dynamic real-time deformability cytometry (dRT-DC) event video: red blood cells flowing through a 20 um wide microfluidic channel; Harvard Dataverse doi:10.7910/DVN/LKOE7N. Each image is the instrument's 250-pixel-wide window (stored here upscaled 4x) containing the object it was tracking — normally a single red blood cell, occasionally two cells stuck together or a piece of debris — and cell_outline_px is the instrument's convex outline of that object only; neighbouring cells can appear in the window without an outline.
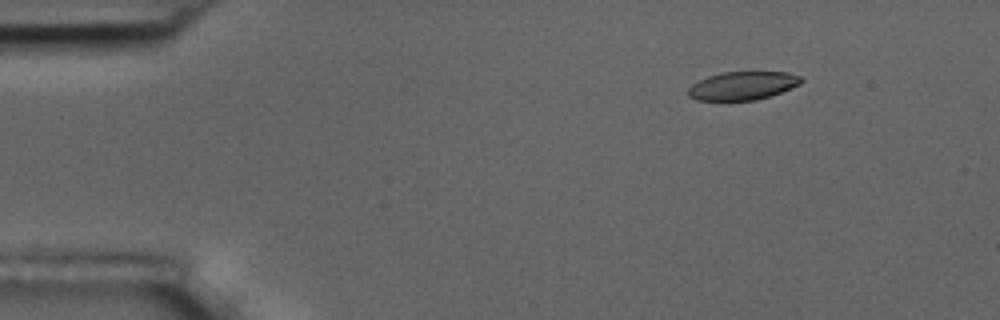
{"species": "common noctule bat (a hibernating species)", "species_latin": "Nyctalus noctula", "temperature_condition": "room temperature", "stored_images_in_passage": 9, "camera_frame_rate_fps": 3000, "um_per_image_px": 0.085, "animal": {"sex": "male", "body_mass_g": 17.5, "forearm_length_mm": 52.3}, "frame": {"image": 1, "passage_image": 1, "time_ms": 0.0, "image_size_px": [1000, 320], "cell_outline_px": [[804, 80], [800, 84], [780, 92], [756, 100], [696, 100], [688, 96], [688, 88], [692, 84], [708, 76], [724, 72], [788, 72], [800, 76]], "centroid_in_image_um": [63.12, 7.28], "position_along_channel_um": 21.9, "area_um2": 18.5}}
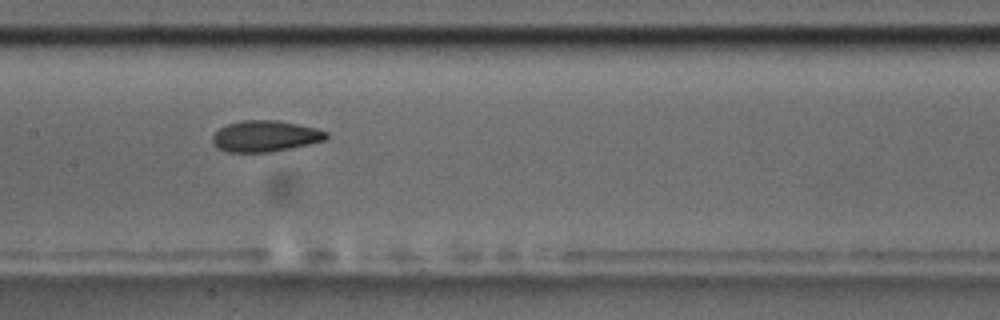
{"frame": {"image": 2, "passage_image": 7, "time_ms": 6.667, "image_size_px": [1000, 320], "cell_outline_px": [[328, 136], [324, 140], [292, 148], [272, 152], [228, 152], [216, 148], [212, 144], [212, 136], [220, 128], [228, 124], [240, 120], [280, 120], [316, 128], [328, 132]], "centroid_in_image_um": [22.52, 11.57], "position_along_channel_um": 184.9, "area_um2": 20.81}}
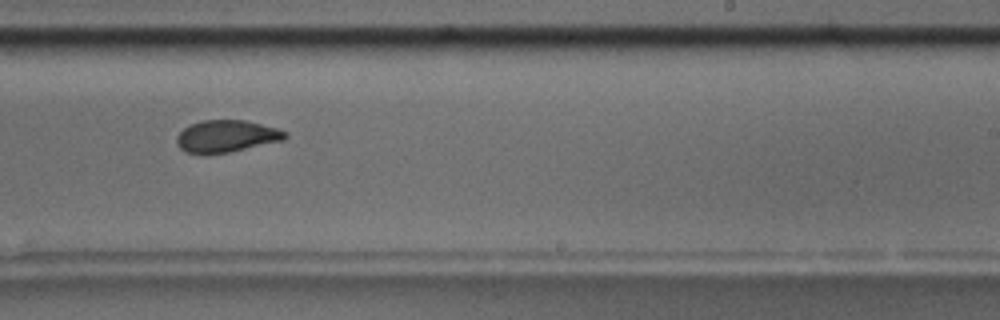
{"frame": {"image": 3, "passage_image": 9, "time_ms": 9.0, "image_size_px": [1000, 320], "cell_outline_px": [[288, 136], [284, 140], [228, 152], [184, 152], [176, 144], [176, 136], [188, 124], [200, 120], [244, 120], [276, 128], [288, 132]], "centroid_in_image_um": [19.24, 11.55], "position_along_channel_um": 269.8, "area_um2": 20.0}}